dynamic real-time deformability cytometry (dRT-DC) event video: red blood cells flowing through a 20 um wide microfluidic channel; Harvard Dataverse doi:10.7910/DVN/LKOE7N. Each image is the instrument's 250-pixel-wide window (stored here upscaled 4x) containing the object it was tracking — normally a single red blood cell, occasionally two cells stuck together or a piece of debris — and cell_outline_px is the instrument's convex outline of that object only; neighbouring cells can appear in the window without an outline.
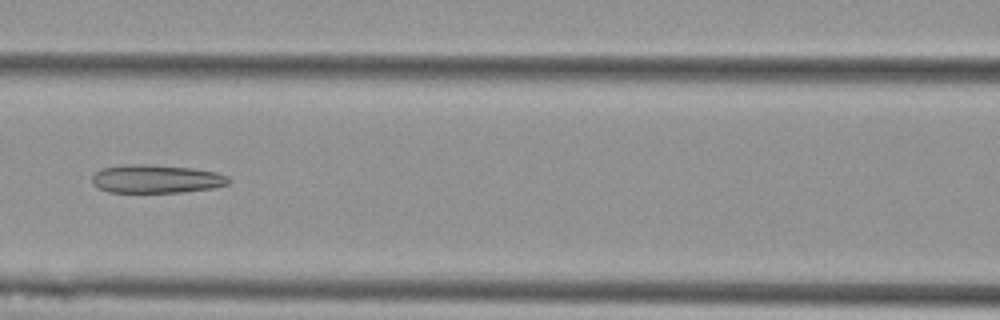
{"species": "Egyptian fruit bat (a non-hibernating species)", "species_latin": "Rousettus aegyptiacus", "temperature_condition": "cold", "stored_images_in_passage": 8, "camera_frame_rate_fps": 3000, "um_per_image_px": 0.085, "animal": {"sex": "female"}, "frame": {"image": 1, "passage_image": 8, "time_ms": 2.333, "image_size_px": [1000, 320], "cell_outline_px": [[232, 180], [228, 184], [212, 188], [184, 192], [108, 192], [92, 184], [92, 176], [100, 168], [128, 164], [152, 164], [192, 168], [216, 172], [228, 176]], "centroid_in_image_um": [13.29, 15.2], "position_along_channel_um": 153.3, "area_um2": 22.72}}